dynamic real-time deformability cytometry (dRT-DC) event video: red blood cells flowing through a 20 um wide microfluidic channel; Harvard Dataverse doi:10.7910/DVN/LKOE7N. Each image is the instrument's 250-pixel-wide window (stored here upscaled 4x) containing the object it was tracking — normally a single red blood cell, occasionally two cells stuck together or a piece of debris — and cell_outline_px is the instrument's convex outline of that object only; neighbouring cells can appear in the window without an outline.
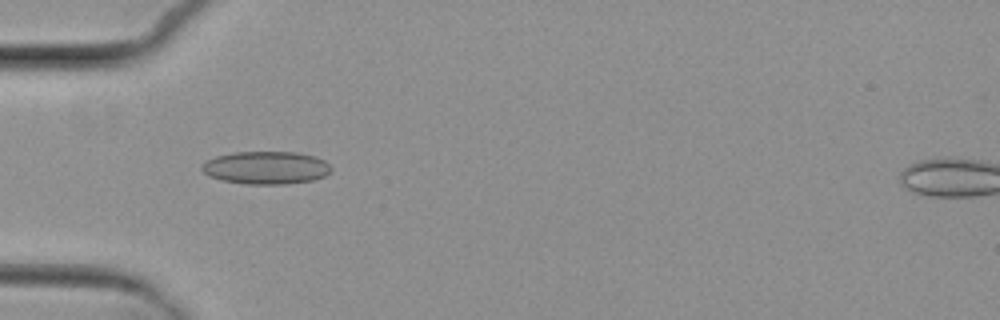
{"species": "common noctule bat (a hibernating species)", "species_latin": "Nyctalus noctula", "temperature_condition": "cold", "stored_images_in_passage": 5, "camera_frame_rate_fps": 3000, "um_per_image_px": 0.085, "animal": {"sex": "female", "body_mass_g": 29.2, "forearm_length_mm": 56.3}, "frame": {"image": 1, "passage_image": 4, "time_ms": 3.667, "image_size_px": [1000, 320], "cell_outline_px": [[332, 168], [324, 176], [312, 180], [284, 184], [244, 184], [220, 180], [208, 176], [200, 168], [200, 164], [204, 160], [216, 156], [232, 152], [296, 152], [316, 156], [324, 160]], "centroid_in_image_um": [22.55, 14.25], "position_along_channel_um": 62.5, "area_um2": 24.97}}
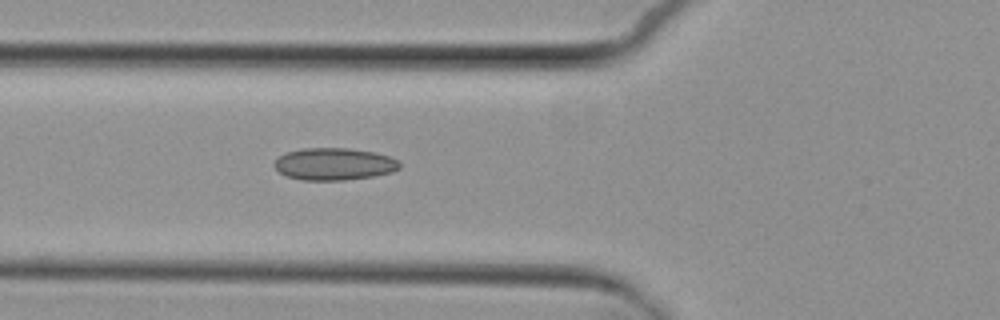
{"frame": {"image": 2, "passage_image": 5, "time_ms": 4.667, "image_size_px": [1000, 320], "cell_outline_px": [[400, 168], [392, 172], [372, 176], [344, 180], [300, 180], [288, 176], [280, 172], [272, 164], [280, 156], [288, 152], [304, 148], [348, 148], [376, 152], [392, 156], [400, 164]], "centroid_in_image_um": [28.43, 13.94], "position_along_channel_um": 97.4, "area_um2": 23.47}}